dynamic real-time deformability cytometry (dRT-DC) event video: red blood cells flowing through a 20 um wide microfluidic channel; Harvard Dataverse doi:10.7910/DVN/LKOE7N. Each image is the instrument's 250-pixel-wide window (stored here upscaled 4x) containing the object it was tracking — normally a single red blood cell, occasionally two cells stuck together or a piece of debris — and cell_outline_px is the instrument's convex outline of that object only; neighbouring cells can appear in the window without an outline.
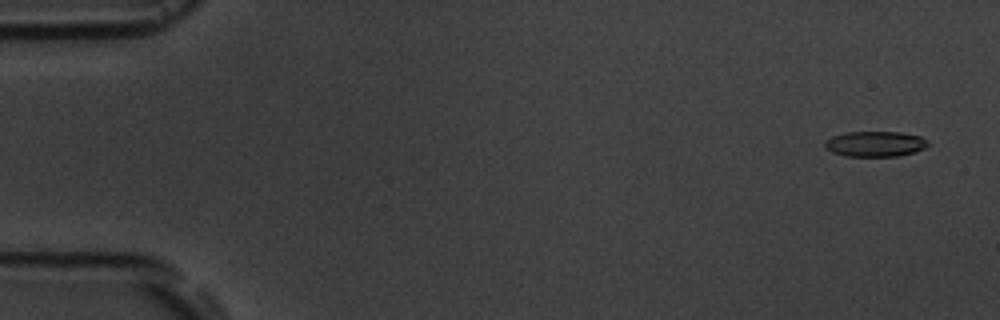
{"species": "common noctule bat (a hibernating species)", "species_latin": "Nyctalus noctula", "temperature_condition": "room temperature", "stored_images_in_passage": 6, "segment_of_instrument_passage": [2, 2], "camera_frame_rate_fps": 3000, "um_per_image_px": 0.085, "animal": {"sex": "male", "body_mass_g": 19.5, "forearm_length_mm": 54.6}, "frame": {"image": 1, "passage_image": 6, "time_ms": 6.667, "image_size_px": [1000, 320], "cell_outline_px": [[928, 144], [924, 148], [912, 152], [896, 156], [844, 156], [832, 152], [824, 144], [824, 140], [832, 136], [844, 132], [900, 132], [920, 136], [928, 140]], "centroid_in_image_um": [74.36, 12.22], "position_along_channel_um": 10.6, "area_um2": 15.2}}